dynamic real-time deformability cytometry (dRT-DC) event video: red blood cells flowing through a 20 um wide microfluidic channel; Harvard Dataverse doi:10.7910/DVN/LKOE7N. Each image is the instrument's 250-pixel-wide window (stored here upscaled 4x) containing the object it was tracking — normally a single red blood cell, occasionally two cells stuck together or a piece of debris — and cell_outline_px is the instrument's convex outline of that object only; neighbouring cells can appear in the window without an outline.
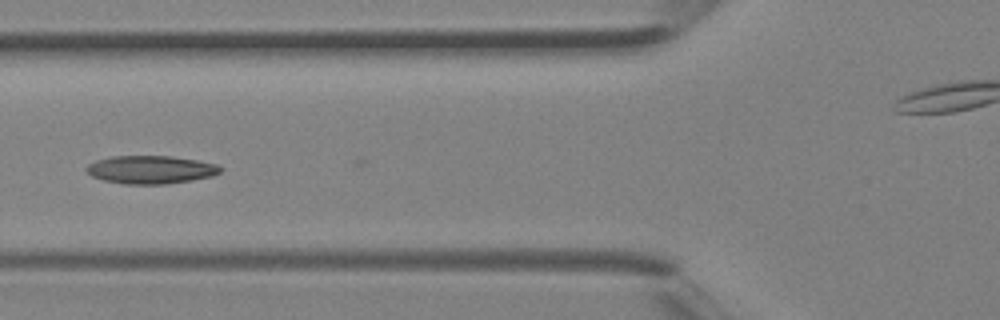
{"species": "Egyptian fruit bat (a non-hibernating species)", "species_latin": "Rousettus aegyptiacus", "temperature_condition": "room temperature", "stored_images_in_passage": 7, "camera_frame_rate_fps": 3000, "um_per_image_px": 0.085, "animal": {"sex": "female"}, "frame": {"image": 1, "passage_image": 4, "time_ms": 1.0, "image_size_px": [1000, 320], "cell_outline_px": [[224, 168], [220, 172], [212, 176], [192, 180], [164, 184], [124, 184], [104, 180], [92, 176], [84, 168], [88, 164], [96, 160], [112, 156], [172, 156], [196, 160], [216, 164]], "centroid_in_image_um": [12.81, 14.42], "position_along_channel_um": 113.0, "area_um2": 21.91}}
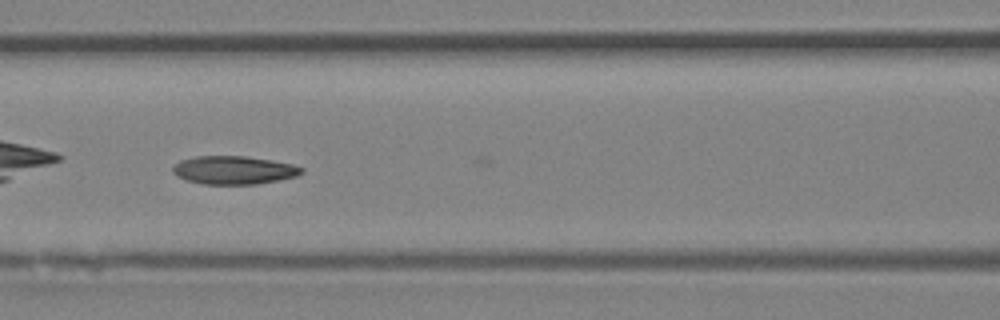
{"frame": {"image": 2, "passage_image": 6, "time_ms": 1.667, "image_size_px": [1000, 320], "cell_outline_px": [[304, 172], [296, 176], [280, 180], [256, 184], [204, 184], [184, 180], [176, 176], [172, 172], [172, 168], [180, 160], [196, 156], [244, 156], [272, 160], [292, 164], [304, 168]], "centroid_in_image_um": [19.87, 14.46], "position_along_channel_um": 146.7, "area_um2": 21.33}}